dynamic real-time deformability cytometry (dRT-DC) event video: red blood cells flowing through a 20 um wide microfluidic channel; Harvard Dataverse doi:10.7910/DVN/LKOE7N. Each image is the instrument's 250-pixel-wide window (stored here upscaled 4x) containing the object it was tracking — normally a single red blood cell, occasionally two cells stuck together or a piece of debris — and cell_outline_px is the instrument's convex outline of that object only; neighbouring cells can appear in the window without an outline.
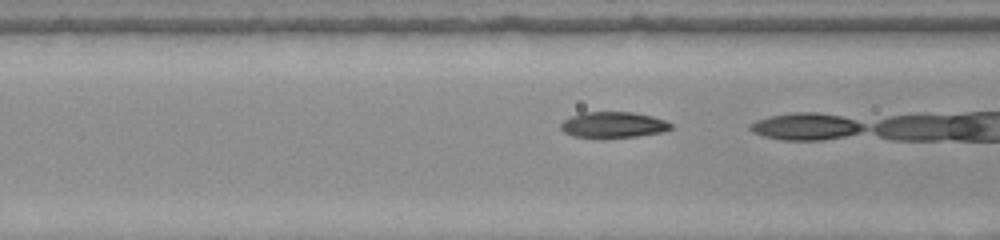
{"species": "common noctule bat (a hibernating species)", "species_latin": "Nyctalus noctula", "temperature_condition": "warm", "stored_images_in_passage": 19, "camera_frame_rate_fps": 3000, "um_per_image_px": 0.085, "animal": {"sex": "female", "body_mass_g": 22.0, "forearm_length_mm": 56.7}, "frame": {"image": 1, "passage_image": 17, "time_ms": 5.333, "image_size_px": [1000, 240], "cell_outline_px": [[672, 128], [660, 132], [636, 136], [576, 136], [564, 132], [560, 128], [560, 124], [564, 120], [580, 112], [632, 112], [652, 116], [664, 120], [672, 124]], "centroid_in_image_um": [52.12, 10.57], "position_along_channel_um": 114.5, "area_um2": 16.07}}